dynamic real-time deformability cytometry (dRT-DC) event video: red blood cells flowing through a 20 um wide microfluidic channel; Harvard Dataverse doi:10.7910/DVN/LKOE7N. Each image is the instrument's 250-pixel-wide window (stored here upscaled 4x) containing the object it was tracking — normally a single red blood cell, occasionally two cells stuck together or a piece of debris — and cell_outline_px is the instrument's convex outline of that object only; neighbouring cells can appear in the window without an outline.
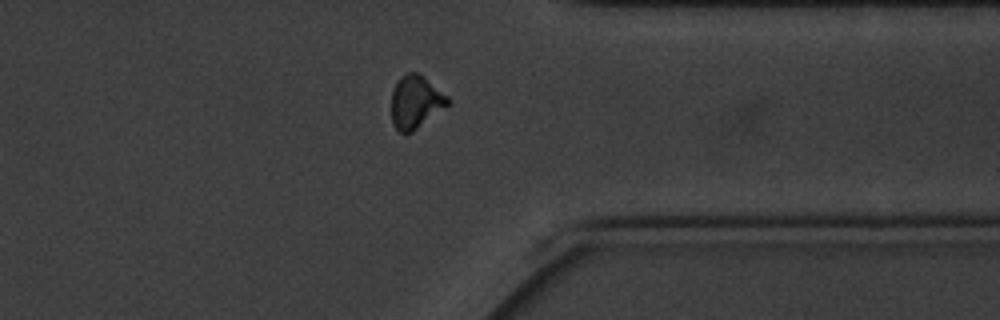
{"species": "common noctule bat (a hibernating species)", "species_latin": "Nyctalus noctula", "temperature_condition": "cold", "stored_images_in_passage": 10, "camera_frame_rate_fps": 3000, "um_per_image_px": 0.085, "animal": {"sex": "male", "body_mass_g": 20.1, "forearm_length_mm": 53.5}, "frame": {"image": 1, "passage_image": 9, "time_ms": 9.333, "image_size_px": [1000, 320], "cell_outline_px": [[452, 104], [412, 132], [400, 132], [392, 124], [392, 92], [396, 80], [400, 76], [408, 72], [416, 72], [448, 96], [452, 100]], "centroid_in_image_um": [35.35, 8.67], "position_along_channel_um": 376.0, "area_um2": 17.51}}